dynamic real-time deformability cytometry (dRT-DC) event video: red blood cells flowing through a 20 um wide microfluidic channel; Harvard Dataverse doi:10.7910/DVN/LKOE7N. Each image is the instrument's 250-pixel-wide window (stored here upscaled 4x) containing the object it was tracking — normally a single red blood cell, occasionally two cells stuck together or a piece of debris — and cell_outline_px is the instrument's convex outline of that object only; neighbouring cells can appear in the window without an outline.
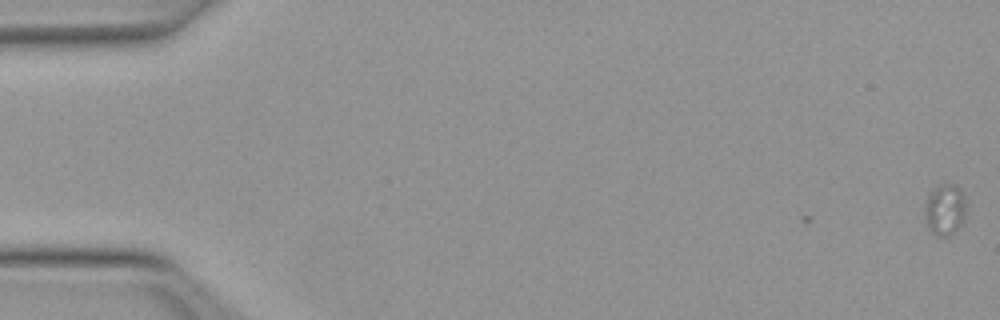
{"species": "Egyptian fruit bat (a non-hibernating species)", "species_latin": "Rousettus aegyptiacus", "temperature_condition": "warm", "stored_images_in_passage": 2, "camera_frame_rate_fps": 3000, "um_per_image_px": 0.085, "animal": {"sex": "female"}, "frame": {"image": 1, "passage_image": 2, "time_ms": 0.333, "image_size_px": [1000, 320], "cell_outline_px": [[968, 204], [964, 220], [948, 236], [936, 236], [928, 228], [924, 220], [924, 204], [928, 196], [932, 192], [944, 184], [952, 184], [960, 188]], "centroid_in_image_um": [80.33, 17.83], "position_along_channel_um": 4.7, "area_um2": 12.43}}